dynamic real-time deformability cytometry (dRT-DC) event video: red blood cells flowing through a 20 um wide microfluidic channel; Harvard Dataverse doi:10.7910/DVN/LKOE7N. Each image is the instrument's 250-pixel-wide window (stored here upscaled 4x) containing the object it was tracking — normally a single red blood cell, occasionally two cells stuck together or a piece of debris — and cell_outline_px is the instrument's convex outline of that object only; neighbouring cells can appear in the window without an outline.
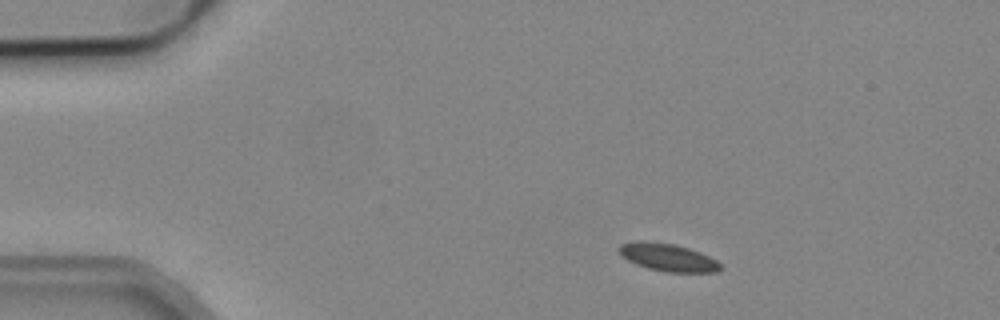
{"species": "common noctule bat (a hibernating species)", "species_latin": "Nyctalus noctula", "temperature_condition": "cold", "stored_images_in_passage": 3, "camera_frame_rate_fps": 3000, "um_per_image_px": 0.085, "animal": {"sex": "male", "body_mass_g": 19.2, "forearm_length_mm": 51.8}, "frame": {"image": 1, "passage_image": 1, "time_ms": 0.0, "image_size_px": [1000, 320], "cell_outline_px": [[724, 268], [716, 272], [664, 272], [648, 268], [636, 264], [628, 260], [616, 248], [620, 244], [636, 240], [640, 240], [676, 244], [700, 252], [716, 260]], "centroid_in_image_um": [56.77, 21.87], "position_along_channel_um": 28.2, "area_um2": 16.42}}